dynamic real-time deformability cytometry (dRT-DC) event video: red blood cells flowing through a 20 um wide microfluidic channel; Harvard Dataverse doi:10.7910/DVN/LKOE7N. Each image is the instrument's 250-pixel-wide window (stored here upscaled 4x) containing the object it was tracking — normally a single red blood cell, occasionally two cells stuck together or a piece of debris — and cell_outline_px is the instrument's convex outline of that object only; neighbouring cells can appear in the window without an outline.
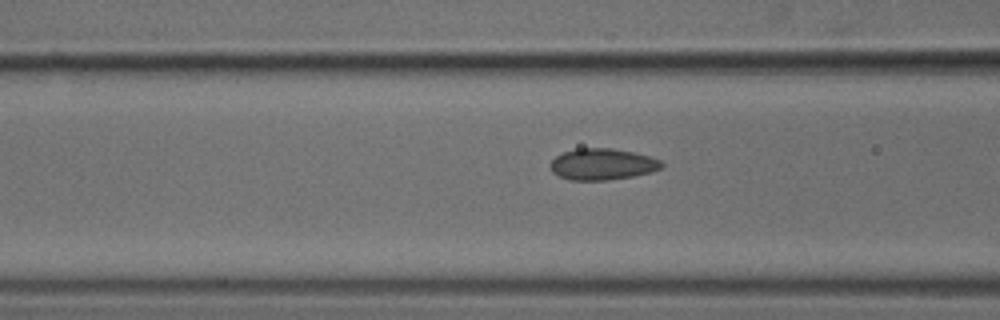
{"species": "common noctule bat (a hibernating species)", "species_latin": "Nyctalus noctula", "temperature_condition": "cold", "stored_images_in_passage": 8, "camera_frame_rate_fps": 3000, "um_per_image_px": 0.085, "animal": {"sex": "male", "body_mass_g": 18.8}, "frame": {"image": 1, "passage_image": 6, "time_ms": 1.667, "image_size_px": [1000, 320], "cell_outline_px": [[664, 164], [660, 168], [652, 172], [632, 176], [608, 180], [568, 180], [552, 172], [552, 160], [556, 156], [564, 152], [576, 148], [612, 148], [632, 152], [648, 156], [660, 160]], "centroid_in_image_um": [51.2, 13.96], "position_along_channel_um": 115.4, "area_um2": 20.17}}